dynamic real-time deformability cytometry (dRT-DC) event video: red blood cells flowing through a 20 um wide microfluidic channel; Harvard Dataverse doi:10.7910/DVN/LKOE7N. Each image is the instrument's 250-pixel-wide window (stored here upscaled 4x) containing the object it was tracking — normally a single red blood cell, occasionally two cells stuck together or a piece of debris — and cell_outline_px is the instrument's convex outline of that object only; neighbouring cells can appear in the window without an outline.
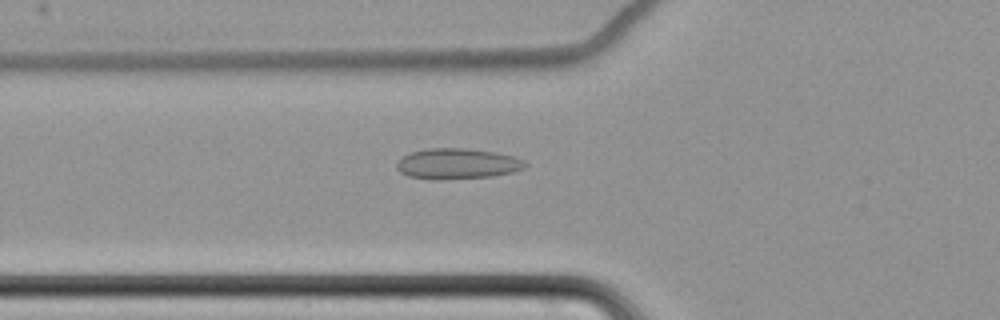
{"species": "common noctule bat (a hibernating species)", "species_latin": "Nyctalus noctula", "temperature_condition": "cold", "stored_images_in_passage": 43, "camera_frame_rate_fps": 3000, "um_per_image_px": 0.085, "animal": {"sex": "female", "body_mass_g": 22.7, "forearm_length_mm": 54.2}, "frame": {"image": 1, "passage_image": 6, "time_ms": 1.667, "image_size_px": [1000, 320], "cell_outline_px": [[528, 164], [524, 168], [512, 172], [492, 176], [436, 180], [408, 176], [400, 172], [396, 168], [396, 164], [404, 156], [412, 152], [428, 148], [464, 148], [496, 152], [512, 156], [524, 160]], "centroid_in_image_um": [38.88, 13.92], "position_along_channel_um": 86.9, "area_um2": 22.83}}
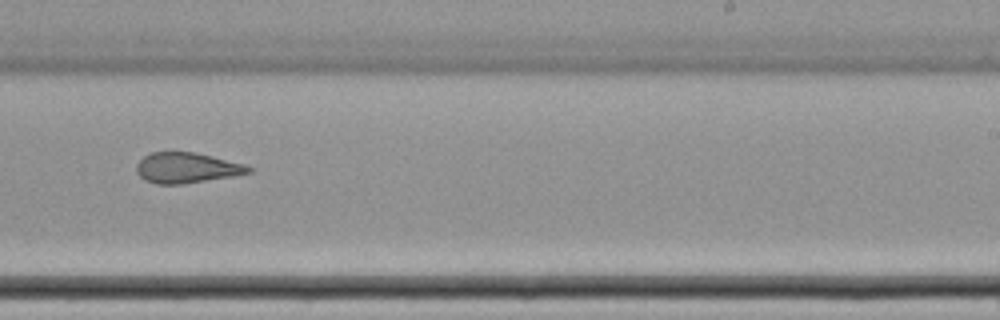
{"frame": {"image": 2, "passage_image": 22, "time_ms": 7.0, "image_size_px": [1000, 320], "cell_outline_px": [[252, 172], [232, 176], [184, 184], [156, 184], [144, 180], [136, 172], [136, 164], [144, 156], [152, 152], [196, 152], [244, 164], [252, 168]], "centroid_in_image_um": [15.84, 14.27], "position_along_channel_um": 273.2, "area_um2": 19.88}}
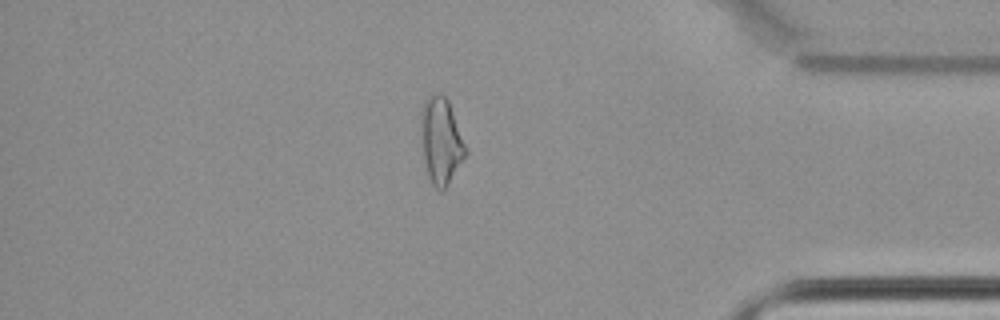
{"frame": {"image": 3, "passage_image": 35, "time_ms": 11.333, "image_size_px": [1000, 320], "cell_outline_px": [[468, 152], [444, 192], [440, 192], [432, 184], [428, 172], [420, 144], [420, 112], [424, 100], [428, 96], [436, 92], [440, 92], [448, 100], [468, 148]], "centroid_in_image_um": [37.48, 11.95], "position_along_channel_um": 397.7, "area_um2": 23.06}, "authors_computed_cell_mechanics": {"area_um2": 21.2126, "velocity_mm_per_s": 3.4902, "shape_relaxation_time_tau1_ms": null, "shape_relaxation_time_tau2_ms": 2.6955, "deformation_change_tau1": null, "deformation_change_tau2": 0.1001}}